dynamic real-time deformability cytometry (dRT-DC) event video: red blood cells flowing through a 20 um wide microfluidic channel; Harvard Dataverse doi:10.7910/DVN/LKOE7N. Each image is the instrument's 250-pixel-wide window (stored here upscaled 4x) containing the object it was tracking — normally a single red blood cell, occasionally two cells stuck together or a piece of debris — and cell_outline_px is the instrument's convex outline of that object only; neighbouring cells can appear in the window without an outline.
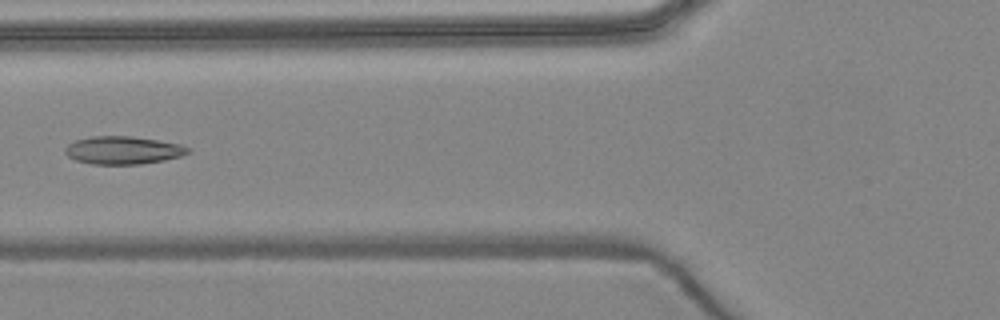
{"species": "common noctule bat (a hibernating species)", "species_latin": "Nyctalus noctula", "temperature_condition": "warm", "stored_images_in_passage": 5, "camera_frame_rate_fps": 3000, "um_per_image_px": 0.085, "animal": {"sex": "female", "body_mass_g": 24.6, "forearm_length_mm": 56.2}, "frame": {"image": 1, "passage_image": 5, "time_ms": 5.333, "image_size_px": [1000, 320], "cell_outline_px": [[192, 152], [180, 156], [164, 160], [140, 164], [92, 164], [76, 160], [68, 156], [64, 152], [64, 148], [68, 144], [76, 140], [92, 136], [132, 136], [180, 144], [192, 148]], "centroid_in_image_um": [10.47, 12.77], "position_along_channel_um": 115.3, "area_um2": 20.0}}